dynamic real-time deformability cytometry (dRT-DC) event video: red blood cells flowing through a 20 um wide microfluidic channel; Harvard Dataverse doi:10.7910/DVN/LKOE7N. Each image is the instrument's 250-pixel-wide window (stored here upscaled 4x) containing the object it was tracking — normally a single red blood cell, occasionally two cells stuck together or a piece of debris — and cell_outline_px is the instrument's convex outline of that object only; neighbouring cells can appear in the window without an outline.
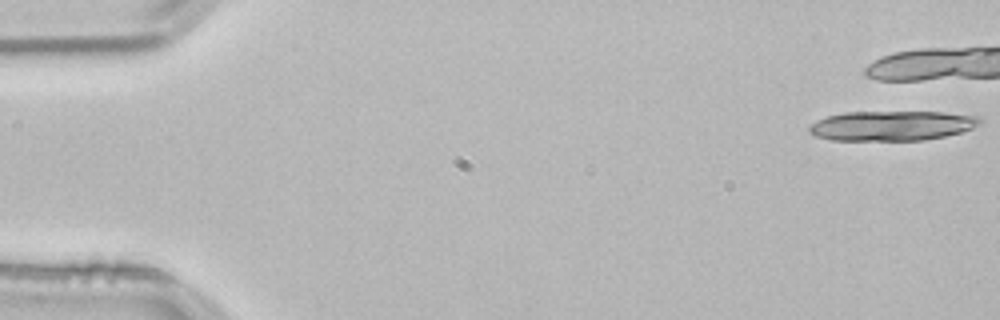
{"species": "common noctule bat (a hibernating species)", "species_latin": "Nyctalus noctula", "temperature_condition": "room temperature", "stored_images_in_passage": 7, "camera_frame_rate_fps": 3000, "um_per_image_px": 0.085, "animal": {"sex": "male", "body_mass_g": 21.5, "forearm_length_mm": 52.0}, "frame": {"image": 1, "passage_image": 1, "time_ms": 0.0, "image_size_px": [1000, 320], "cell_outline_px": [[980, 124], [972, 128], [960, 132], [944, 136], [924, 140], [832, 140], [816, 136], [808, 132], [808, 128], [816, 120], [828, 116], [844, 112], [944, 112], [976, 116], [980, 120]], "centroid_in_image_um": [75.77, 10.68], "position_along_channel_um": 9.2, "area_um2": 29.48}}